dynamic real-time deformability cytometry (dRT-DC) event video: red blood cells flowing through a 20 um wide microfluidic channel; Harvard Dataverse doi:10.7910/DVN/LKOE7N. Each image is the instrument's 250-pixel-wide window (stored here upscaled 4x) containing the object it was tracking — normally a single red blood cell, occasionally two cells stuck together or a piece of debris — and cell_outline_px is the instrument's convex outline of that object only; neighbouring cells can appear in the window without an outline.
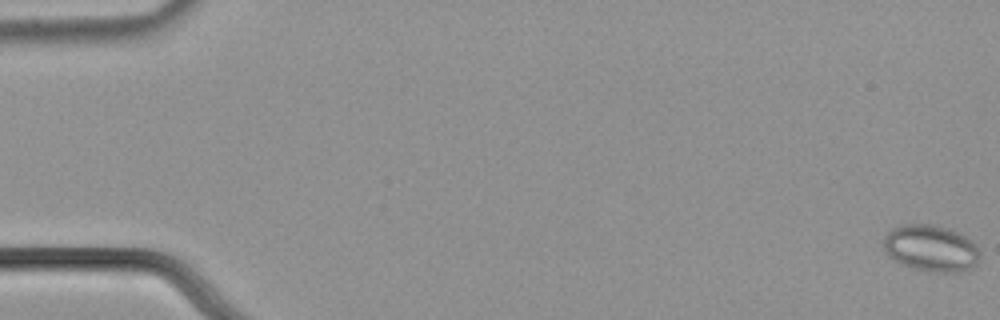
{"species": "common noctule bat (a hibernating species)", "species_latin": "Nyctalus noctula", "temperature_condition": "cold", "stored_images_in_passage": 59, "camera_frame_rate_fps": 3000, "um_per_image_px": 0.085, "animal": {"sex": "male", "body_mass_g": 21.5, "forearm_length_mm": 52.0}, "frame": {"image": 1, "passage_image": 1, "time_ms": 0.0, "image_size_px": [1000, 320], "cell_outline_px": [[980, 256], [976, 264], [972, 268], [960, 272], [928, 272], [912, 268], [900, 264], [884, 248], [884, 236], [892, 228], [904, 224], [936, 224], [960, 232], [976, 244], [980, 252]], "centroid_in_image_um": [79.17, 21.1], "position_along_channel_um": 5.8, "area_um2": 26.36}}
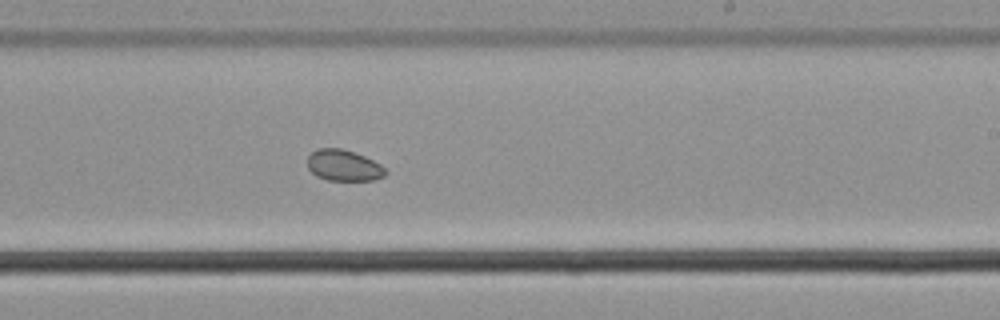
{"frame": {"image": 2, "passage_image": 37, "time_ms": 12.0, "image_size_px": [1000, 320], "cell_outline_px": [[388, 172], [384, 176], [372, 180], [328, 180], [316, 176], [308, 168], [308, 156], [316, 148], [340, 148], [364, 156], [380, 164]], "centroid_in_image_um": [29.19, 14.06], "position_along_channel_um": 259.8, "area_um2": 14.05}}
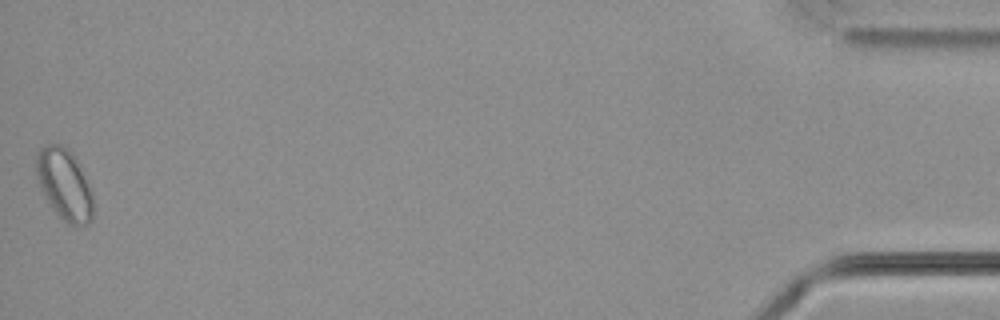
{"frame": {"image": 3, "passage_image": 59, "time_ms": 19.333, "image_size_px": [1000, 320], "cell_outline_px": [[92, 220], [88, 224], [68, 224], [48, 204], [40, 188], [36, 176], [36, 156], [40, 148], [48, 144], [60, 144], [68, 148], [72, 152], [92, 192]], "centroid_in_image_um": [5.45, 15.66], "position_along_channel_um": 429.8, "area_um2": 23.35}, "authors_computed_cell_mechanics": {"area_um2": 18.6694, "velocity_mm_per_s": 3.6549, "shape_relaxation_time_tau1_ms": null, "shape_relaxation_time_tau2_ms": 3.2419, "deformation_change_tau1": null, "deformation_change_tau2": 0.0351}}